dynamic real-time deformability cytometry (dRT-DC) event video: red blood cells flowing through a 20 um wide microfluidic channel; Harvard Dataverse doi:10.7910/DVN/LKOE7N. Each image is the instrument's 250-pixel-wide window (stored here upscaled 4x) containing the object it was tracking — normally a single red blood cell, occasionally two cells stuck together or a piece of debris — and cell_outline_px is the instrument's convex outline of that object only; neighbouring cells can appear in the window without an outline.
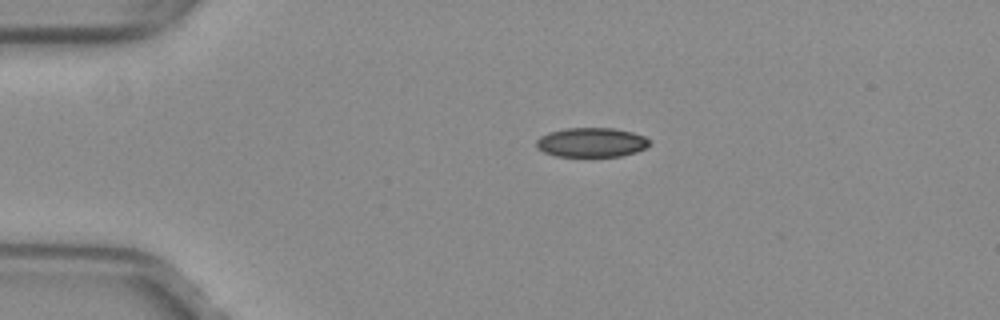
{"species": "common noctule bat (a hibernating species)", "species_latin": "Nyctalus noctula", "temperature_condition": "warm", "stored_images_in_passage": 41, "camera_frame_rate_fps": 3000, "um_per_image_px": 0.085, "animal": {"sex": "female", "body_mass_g": 29.2, "forearm_length_mm": 56.3}, "frame": {"image": 1, "passage_image": 1, "time_ms": 0.0, "image_size_px": [1000, 320], "cell_outline_px": [[652, 144], [636, 152], [620, 156], [556, 156], [544, 152], [536, 148], [536, 140], [540, 136], [548, 132], [564, 128], [612, 128], [632, 132], [644, 136]], "centroid_in_image_um": [50.24, 12.1], "position_along_channel_um": 34.8, "area_um2": 19.42}}
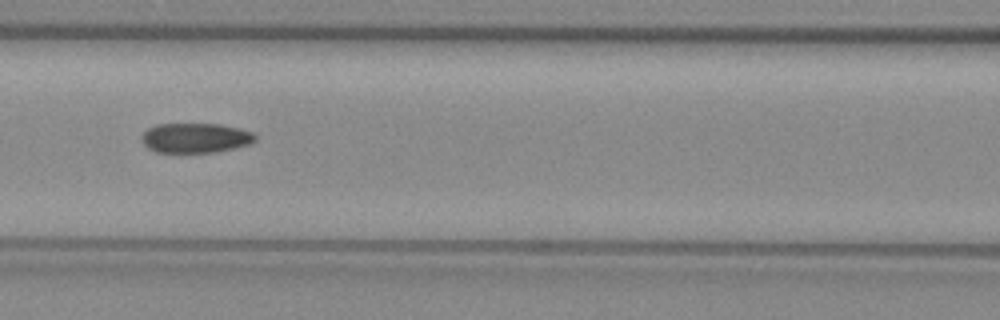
{"frame": {"image": 2, "passage_image": 13, "time_ms": 4.0, "image_size_px": [1000, 320], "cell_outline_px": [[256, 140], [248, 144], [216, 152], [156, 152], [148, 148], [140, 140], [140, 136], [148, 128], [156, 124], [220, 124], [240, 128], [252, 132], [256, 136]], "centroid_in_image_um": [16.58, 11.71], "position_along_channel_um": 150.0, "area_um2": 19.71}}
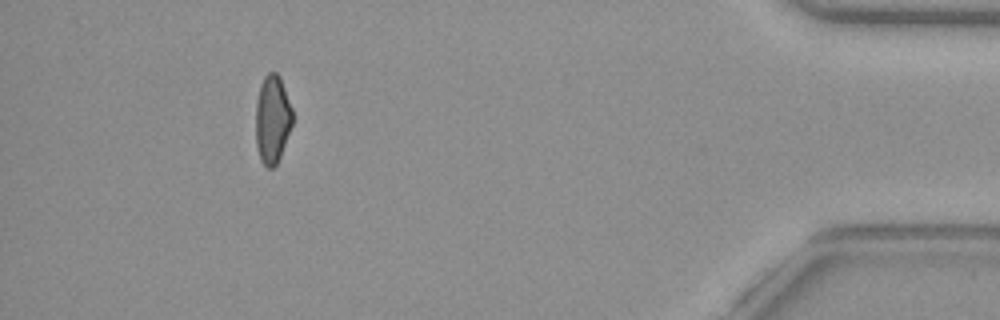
{"frame": {"image": 3, "passage_image": 37, "time_ms": 12.0, "image_size_px": [1000, 320], "cell_outline_px": [[292, 124], [280, 156], [276, 164], [272, 168], [268, 168], [260, 160], [256, 144], [256, 104], [260, 84], [264, 76], [268, 72], [276, 72], [280, 76], [292, 108]], "centroid_in_image_um": [23.14, 10.11], "position_along_channel_um": 412.1, "area_um2": 18.84}, "authors_computed_cell_mechanics": {"area_um2": 19.9988, "velocity_mm_per_s": 4.041, "shape_relaxation_time_tau1_ms": null, "shape_relaxation_time_tau2_ms": 3.2446, "deformation_change_tau1": null, "deformation_change_tau2": 0.0838}}